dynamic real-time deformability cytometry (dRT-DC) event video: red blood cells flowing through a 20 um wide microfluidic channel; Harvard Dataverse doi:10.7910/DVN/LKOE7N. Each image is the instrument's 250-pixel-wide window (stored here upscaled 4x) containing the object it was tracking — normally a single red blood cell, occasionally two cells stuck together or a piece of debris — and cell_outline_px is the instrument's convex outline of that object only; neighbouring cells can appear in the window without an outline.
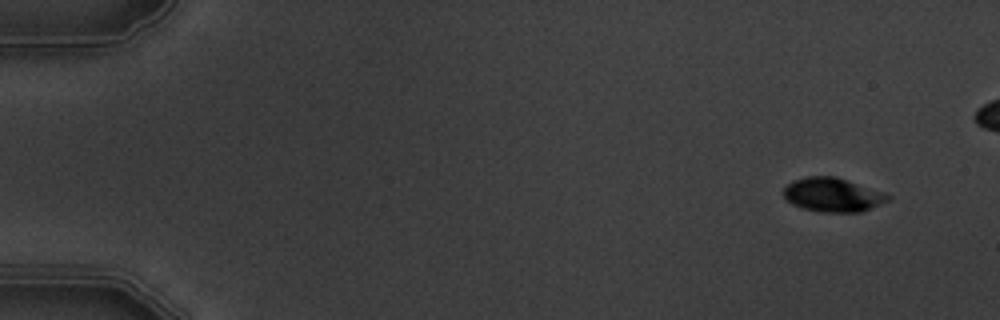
{"species": "common noctule bat (a hibernating species)", "species_latin": "Nyctalus noctula", "temperature_condition": "warm", "stored_images_in_passage": 6, "camera_frame_rate_fps": 3000, "um_per_image_px": 0.085, "animal": {"sex": "male", "body_mass_g": 19.5, "forearm_length_mm": 54.6}, "frame": {"image": 1, "passage_image": 1, "time_ms": 0.0, "image_size_px": [1000, 320], "cell_outline_px": [[892, 200], [860, 212], [820, 212], [804, 208], [792, 204], [784, 196], [784, 188], [792, 180], [808, 176], [836, 176], [892, 196]], "centroid_in_image_um": [70.78, 16.56], "position_along_channel_um": 14.2, "area_um2": 20.52}}